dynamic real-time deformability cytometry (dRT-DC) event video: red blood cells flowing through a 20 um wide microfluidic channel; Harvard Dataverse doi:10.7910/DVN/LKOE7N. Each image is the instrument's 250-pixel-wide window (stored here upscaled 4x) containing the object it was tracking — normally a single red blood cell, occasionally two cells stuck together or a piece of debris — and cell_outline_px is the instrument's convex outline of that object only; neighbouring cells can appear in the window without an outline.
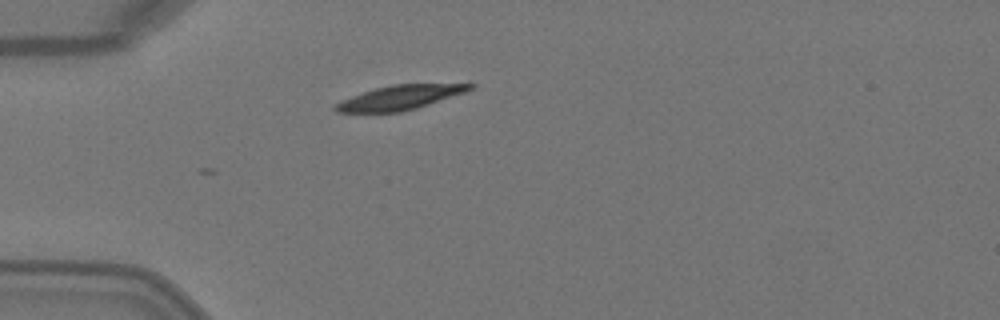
{"species": "Egyptian fruit bat (a non-hibernating species)", "species_latin": "Rousettus aegyptiacus", "temperature_condition": "warm", "stored_images_in_passage": 1, "camera_frame_rate_fps": 3000, "um_per_image_px": 0.085, "animal": {"sex": "female"}, "frame": {"image": 1, "passage_image": 1, "time_ms": 0.0, "image_size_px": [1000, 320], "cell_outline_px": [[476, 84], [472, 88], [464, 92], [416, 108], [400, 112], [336, 112], [332, 108], [340, 100], [376, 88], [392, 84]], "centroid_in_image_um": [33.93, 8.29], "position_along_channel_um": 51.1, "area_um2": 18.67}}